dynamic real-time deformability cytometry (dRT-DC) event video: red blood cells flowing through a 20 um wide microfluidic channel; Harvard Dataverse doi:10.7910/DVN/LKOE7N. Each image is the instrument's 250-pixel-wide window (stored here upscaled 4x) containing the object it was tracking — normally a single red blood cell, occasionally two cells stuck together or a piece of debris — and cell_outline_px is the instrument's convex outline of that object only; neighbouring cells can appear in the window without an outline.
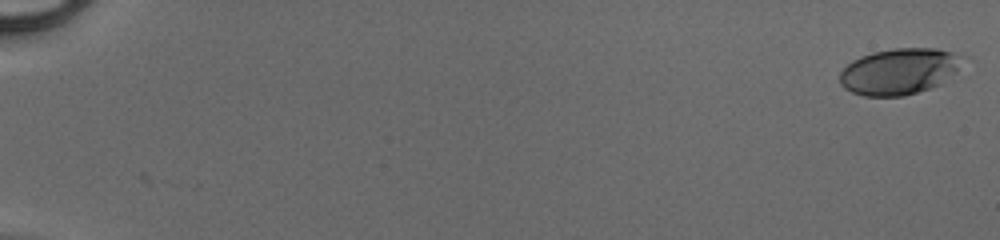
{"species": "human", "species_latin": "Homo sapiens", "temperature_condition": "cold", "stored_images_in_passage": 49, "camera_frame_rate_fps": 3000, "um_per_image_px": 0.085, "donor": {"sex": "male"}, "frame": {"image": 1, "passage_image": 1, "time_ms": 0.0, "image_size_px": [1000, 240], "cell_outline_px": [[968, 56], [956, 72], [940, 84], [904, 96], [864, 96], [852, 92], [844, 88], [840, 84], [840, 72], [852, 60], [860, 56], [872, 52], [892, 48], [936, 48]], "centroid_in_image_um": [76.46, 6.05], "position_along_channel_um": 8.5, "area_um2": 33.29}}
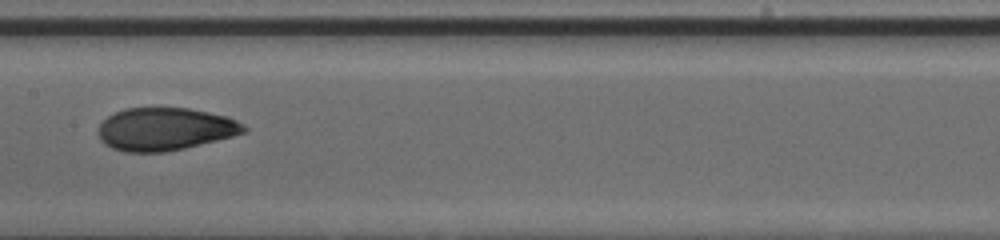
{"frame": {"image": 2, "passage_image": 28, "time_ms": 9.0, "image_size_px": [1000, 240], "cell_outline_px": [[248, 132], [184, 148], [164, 152], [124, 152], [112, 148], [104, 144], [100, 140], [96, 132], [100, 124], [108, 116], [124, 108], [188, 108], [228, 116], [244, 124], [248, 128]], "centroid_in_image_um": [14.02, 10.97], "position_along_channel_um": 193.4, "area_um2": 36.41}}
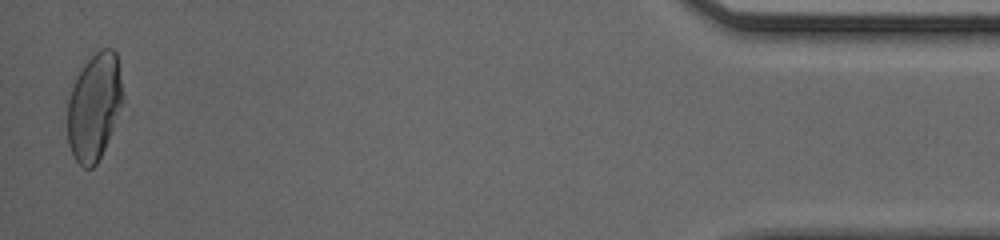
{"frame": {"image": 3, "passage_image": 49, "time_ms": 16.0, "image_size_px": [1000, 240], "cell_outline_px": [[124, 100], [104, 148], [96, 164], [92, 168], [84, 168], [76, 160], [68, 144], [68, 100], [76, 76], [84, 64], [100, 48], [112, 48], [116, 52], [124, 96]], "centroid_in_image_um": [8.02, 9.04], "position_along_channel_um": 427.2, "area_um2": 34.22}}